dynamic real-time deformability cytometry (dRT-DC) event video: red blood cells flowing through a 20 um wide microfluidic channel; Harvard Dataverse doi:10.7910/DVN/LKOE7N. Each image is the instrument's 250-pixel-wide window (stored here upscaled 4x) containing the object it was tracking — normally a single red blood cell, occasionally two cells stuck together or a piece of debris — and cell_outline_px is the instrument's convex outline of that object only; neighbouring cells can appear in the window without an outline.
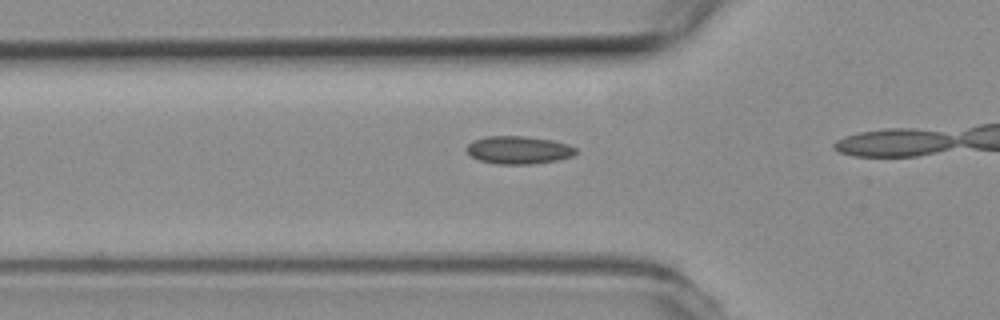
{"species": "common noctule bat (a hibernating species)", "species_latin": "Nyctalus noctula", "temperature_condition": "room temperature", "stored_images_in_passage": 15, "camera_frame_rate_fps": 3000, "um_per_image_px": 0.085, "animal": {"sex": "female", "body_mass_g": 19.3, "forearm_length_mm": 54.1}, "frame": {"image": 1, "passage_image": 13, "time_ms": 4.0, "image_size_px": [1000, 320], "cell_outline_px": [[576, 152], [572, 156], [556, 160], [532, 164], [496, 164], [480, 160], [472, 156], [464, 148], [468, 144], [476, 140], [488, 136], [524, 136], [552, 140], [568, 144], [576, 148]], "centroid_in_image_um": [44.08, 12.75], "position_along_channel_um": 81.7, "area_um2": 17.57}}